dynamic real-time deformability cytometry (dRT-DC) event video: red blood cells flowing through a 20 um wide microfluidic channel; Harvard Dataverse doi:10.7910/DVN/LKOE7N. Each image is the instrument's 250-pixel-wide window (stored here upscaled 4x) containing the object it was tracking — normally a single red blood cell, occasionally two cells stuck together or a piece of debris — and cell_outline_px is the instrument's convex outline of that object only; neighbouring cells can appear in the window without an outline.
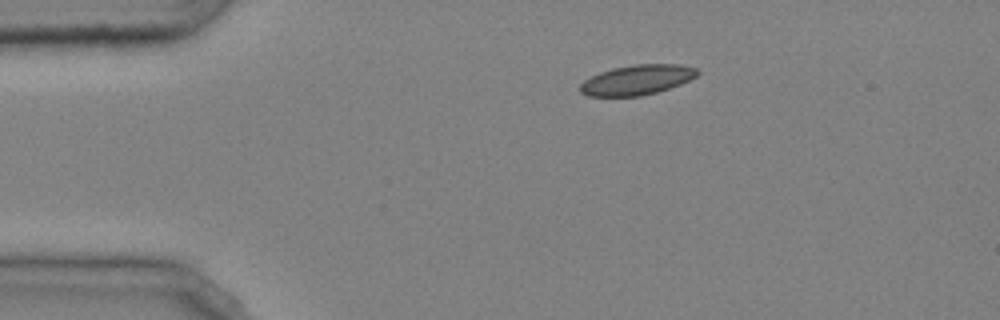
{"species": "common noctule bat (a hibernating species)", "species_latin": "Nyctalus noctula", "temperature_condition": "cold", "stored_images_in_passage": 35, "camera_frame_rate_fps": 3000, "um_per_image_px": 0.085, "animal": {"sex": "male", "body_mass_g": 20.4}, "frame": {"image": 1, "passage_image": 1, "time_ms": 0.0, "image_size_px": [1000, 320], "cell_outline_px": [[700, 72], [696, 76], [680, 84], [656, 92], [640, 96], [588, 96], [580, 92], [580, 84], [584, 80], [600, 72], [612, 68], [632, 64], [680, 64], [696, 68]], "centroid_in_image_um": [54.13, 6.78], "position_along_channel_um": 30.9, "area_um2": 20.4}}
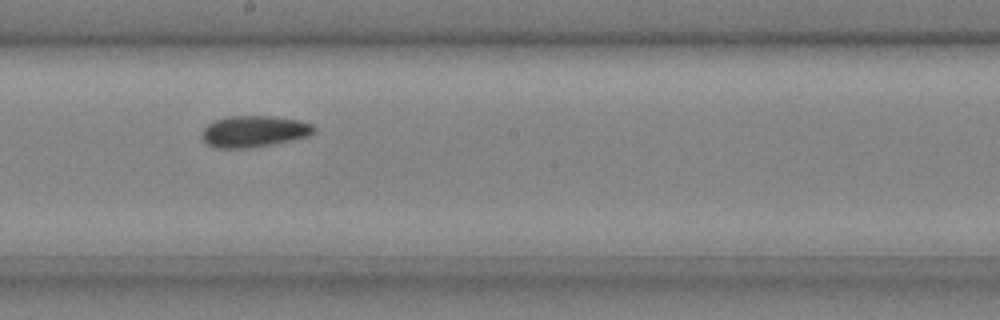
{"frame": {"image": 2, "passage_image": 19, "time_ms": 6.0, "image_size_px": [1000, 320], "cell_outline_px": [[316, 132], [308, 136], [248, 148], [216, 148], [208, 144], [200, 136], [200, 132], [208, 124], [216, 120], [228, 116], [268, 116], [300, 120], [312, 124], [316, 128]], "centroid_in_image_um": [21.57, 11.16], "position_along_channel_um": 226.6, "area_um2": 20.35}}
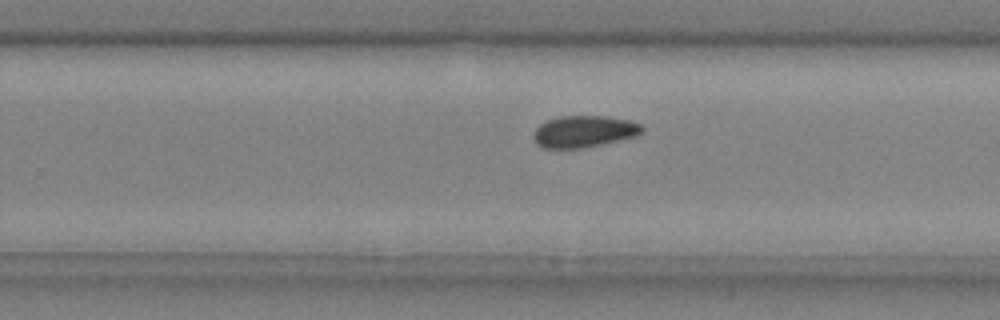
{"frame": {"image": 3, "passage_image": 23, "time_ms": 7.333, "image_size_px": [1000, 320], "cell_outline_px": [[644, 132], [636, 136], [600, 144], [580, 148], [544, 148], [536, 144], [532, 136], [536, 128], [540, 124], [548, 120], [560, 116], [604, 116], [628, 120], [640, 124], [644, 128]], "centroid_in_image_um": [49.62, 11.17], "position_along_channel_um": 280.2, "area_um2": 19.94}, "authors_computed_cell_mechanics": {"area_um2": 20.3456, "velocity_mm_per_s": 4.0213, "shape_relaxation_time_tau1_ms": 3.0021, "shape_relaxation_time_tau2_ms": 4.6677, "deformation_change_tau1": 0.0559, "deformation_change_tau2": 0.0551}}